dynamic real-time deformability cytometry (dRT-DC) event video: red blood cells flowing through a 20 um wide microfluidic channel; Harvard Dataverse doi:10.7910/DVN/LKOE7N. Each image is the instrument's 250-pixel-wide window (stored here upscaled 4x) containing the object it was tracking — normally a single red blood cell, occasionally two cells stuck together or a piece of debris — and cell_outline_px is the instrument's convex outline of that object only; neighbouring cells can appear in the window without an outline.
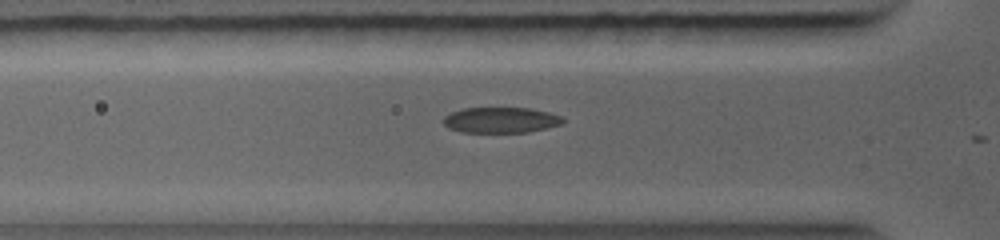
{"species": "common noctule bat (a hibernating species)", "species_latin": "Nyctalus noctula", "temperature_condition": "warm", "stored_images_in_passage": 7, "camera_frame_rate_fps": 5000, "um_per_image_px": 0.085, "animal": {"sex": "female", "body_mass_g": 19.0, "forearm_length_mm": 56.7}, "frame": {"image": 1, "passage_image": 2, "time_ms": 0.2, "image_size_px": [1000, 240], "cell_outline_px": [[564, 124], [528, 132], [460, 132], [448, 128], [444, 124], [444, 116], [460, 108], [528, 108], [548, 112], [560, 116], [564, 120]], "centroid_in_image_um": [42.56, 10.2], "position_along_channel_um": 83.2, "area_um2": 17.86}}
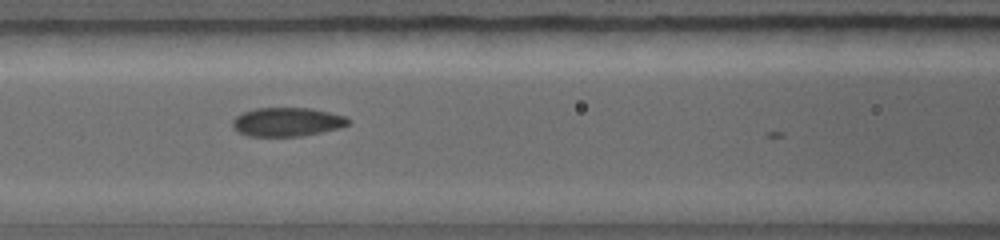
{"frame": {"image": 2, "passage_image": 5, "time_ms": 1.4, "image_size_px": [1000, 240], "cell_outline_px": [[348, 124], [340, 128], [300, 136], [248, 136], [232, 128], [232, 120], [236, 116], [244, 112], [256, 108], [312, 108], [344, 116], [348, 120]], "centroid_in_image_um": [24.36, 10.36], "position_along_channel_um": 142.2, "area_um2": 19.25}}